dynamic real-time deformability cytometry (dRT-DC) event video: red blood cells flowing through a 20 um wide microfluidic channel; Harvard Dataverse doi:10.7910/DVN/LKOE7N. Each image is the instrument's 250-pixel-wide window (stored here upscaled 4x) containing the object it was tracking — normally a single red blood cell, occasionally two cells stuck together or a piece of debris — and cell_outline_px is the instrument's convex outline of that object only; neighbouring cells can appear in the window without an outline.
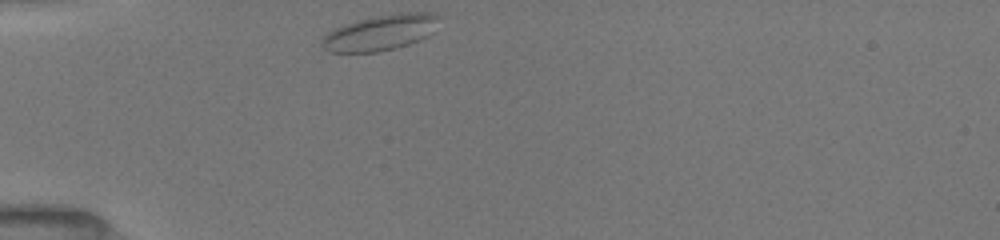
{"species": "common noctule bat (a hibernating species)", "species_latin": "Nyctalus noctula", "temperature_condition": "room temperature", "stored_images_in_passage": 38, "camera_frame_rate_fps": 3000, "um_per_image_px": 0.085, "animal": {"sex": "female", "body_mass_g": 19.5, "forearm_length_mm": 54.1}, "frame": {"image": 1, "passage_image": 1, "time_ms": 0.0, "image_size_px": [1000, 240], "cell_outline_px": [[440, 16], [432, 32], [428, 36], [420, 40], [408, 44], [376, 52], [328, 52], [320, 44], [320, 40], [332, 28], [344, 24], [376, 16], [400, 12], [436, 12]], "centroid_in_image_um": [32.32, 2.76], "position_along_channel_um": 52.7, "area_um2": 24.33}}
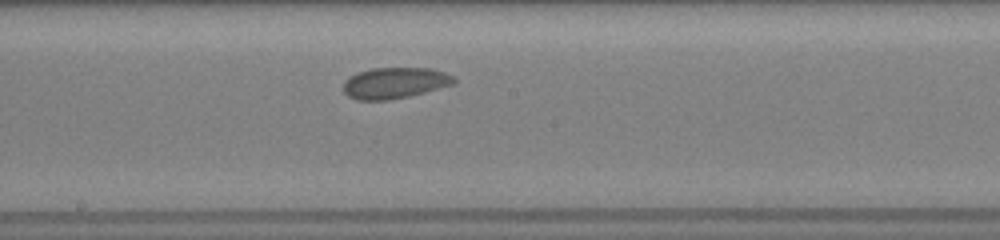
{"frame": {"image": 2, "passage_image": 15, "time_ms": 4.667, "image_size_px": [1000, 240], "cell_outline_px": [[456, 84], [408, 96], [388, 100], [356, 100], [348, 96], [344, 92], [344, 80], [348, 76], [356, 72], [372, 68], [432, 68], [444, 72], [452, 76], [456, 80]], "centroid_in_image_um": [33.53, 7.04], "position_along_channel_um": 214.7, "area_um2": 20.17}}
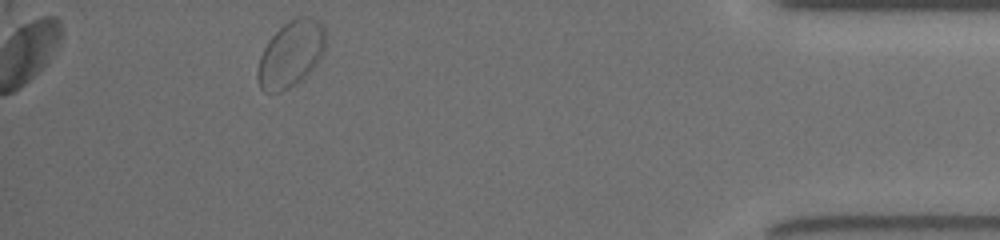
{"frame": {"image": 3, "passage_image": 34, "time_ms": 11.0, "image_size_px": [1000, 240], "cell_outline_px": [[328, 36], [324, 52], [316, 64], [300, 80], [288, 88], [280, 92], [264, 92], [260, 88], [256, 76], [256, 72], [260, 56], [268, 40], [288, 20], [296, 16], [312, 16], [320, 20], [324, 24]], "centroid_in_image_um": [24.75, 4.54], "position_along_channel_um": 410.4, "area_um2": 26.65}}